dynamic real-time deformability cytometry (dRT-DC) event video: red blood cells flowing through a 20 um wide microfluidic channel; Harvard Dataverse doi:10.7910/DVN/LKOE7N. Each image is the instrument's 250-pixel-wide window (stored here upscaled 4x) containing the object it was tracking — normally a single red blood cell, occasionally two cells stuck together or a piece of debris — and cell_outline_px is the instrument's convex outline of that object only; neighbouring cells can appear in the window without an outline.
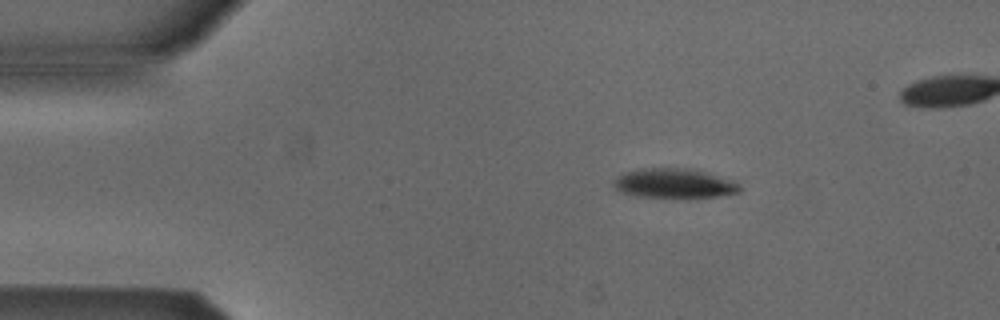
{"species": "Egyptian fruit bat (a non-hibernating species)", "species_latin": "Rousettus aegyptiacus", "temperature_condition": "cold", "stored_images_in_passage": 6, "camera_frame_rate_fps": 3000, "um_per_image_px": 0.085, "animal": {"sex": "male"}, "frame": {"image": 1, "passage_image": 3, "time_ms": 0.667, "image_size_px": [1000, 320], "cell_outline_px": [[740, 192], [692, 200], [688, 200], [636, 196], [620, 192], [612, 184], [612, 180], [624, 172], [644, 168], [692, 168], [732, 180], [740, 184]], "centroid_in_image_um": [57.3, 15.62], "position_along_channel_um": 27.7, "area_um2": 22.54}}